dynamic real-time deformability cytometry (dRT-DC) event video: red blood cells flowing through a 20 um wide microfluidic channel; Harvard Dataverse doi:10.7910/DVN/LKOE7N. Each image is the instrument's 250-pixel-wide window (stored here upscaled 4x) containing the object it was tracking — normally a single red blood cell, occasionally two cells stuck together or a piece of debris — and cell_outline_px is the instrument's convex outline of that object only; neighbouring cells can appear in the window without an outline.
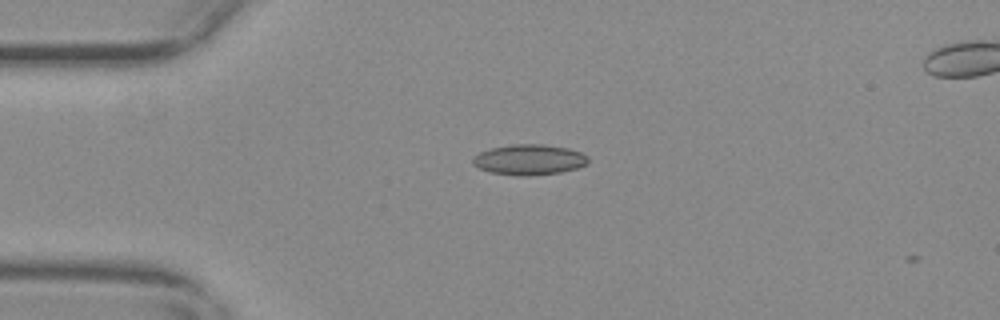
{"species": "common noctule bat (a hibernating species)", "species_latin": "Nyctalus noctula", "temperature_condition": "warm", "stored_images_in_passage": 4, "camera_frame_rate_fps": 3000, "um_per_image_px": 0.085, "animal": {"sex": "female", "body_mass_g": 29.2, "forearm_length_mm": 56.3}, "frame": {"image": 1, "passage_image": 2, "time_ms": 0.333, "image_size_px": [1000, 320], "cell_outline_px": [[588, 164], [576, 168], [560, 172], [528, 176], [516, 176], [492, 172], [480, 168], [472, 164], [472, 160], [480, 152], [492, 148], [512, 144], [544, 144], [568, 148], [580, 152], [588, 156]], "centroid_in_image_um": [45.0, 13.57], "position_along_channel_um": 40.0, "area_um2": 20.4}}